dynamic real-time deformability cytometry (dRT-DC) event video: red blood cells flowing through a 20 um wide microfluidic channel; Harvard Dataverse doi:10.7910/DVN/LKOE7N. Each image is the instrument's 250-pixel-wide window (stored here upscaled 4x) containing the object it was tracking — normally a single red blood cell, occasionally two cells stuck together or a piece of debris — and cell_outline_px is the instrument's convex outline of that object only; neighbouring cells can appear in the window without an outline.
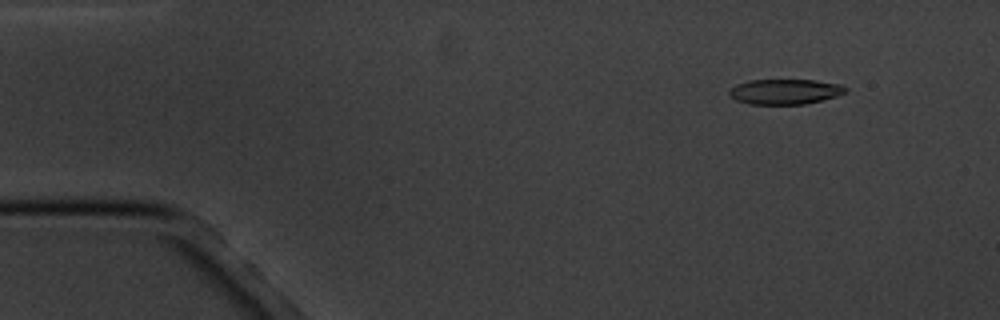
{"species": "common noctule bat (a hibernating species)", "species_latin": "Nyctalus noctula", "temperature_condition": "cold", "stored_images_in_passage": 5, "camera_frame_rate_fps": 3000, "um_per_image_px": 0.085, "animal": {"sex": "male", "body_mass_g": 20.1, "forearm_length_mm": 53.5}, "frame": {"image": 1, "passage_image": 2, "time_ms": 1.0, "image_size_px": [1000, 320], "cell_outline_px": [[848, 92], [824, 100], [804, 104], [748, 104], [736, 100], [728, 96], [728, 92], [736, 84], [748, 80], [816, 80], [840, 84], [848, 88]], "centroid_in_image_um": [66.73, 7.79], "position_along_channel_um": 18.3, "area_um2": 17.28}}